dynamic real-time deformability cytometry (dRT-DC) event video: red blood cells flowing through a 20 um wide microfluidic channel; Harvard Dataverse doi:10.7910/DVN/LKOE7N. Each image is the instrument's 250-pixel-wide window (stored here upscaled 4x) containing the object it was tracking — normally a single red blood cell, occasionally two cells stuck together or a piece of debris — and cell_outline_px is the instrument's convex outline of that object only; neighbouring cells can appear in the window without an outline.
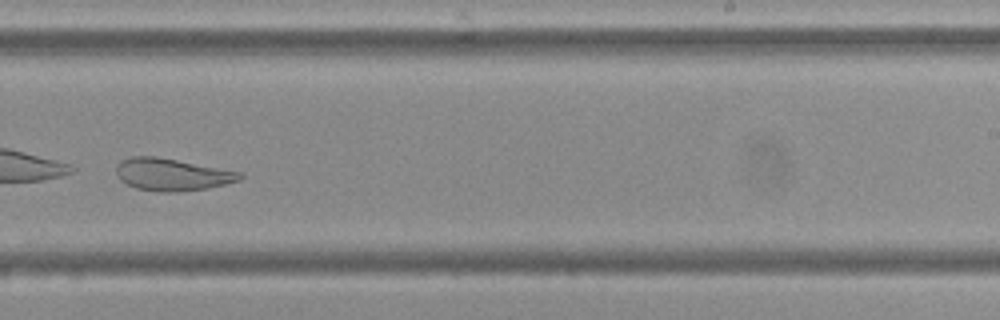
{"species": "Egyptian fruit bat (a non-hibernating species)", "species_latin": "Rousettus aegyptiacus", "temperature_condition": "cold", "stored_images_in_passage": 12, "camera_frame_rate_fps": 3000, "um_per_image_px": 0.085, "frame": {"image": 1, "passage_image": 10, "time_ms": 11.667, "image_size_px": [1000, 320], "cell_outline_px": [[244, 176], [240, 180], [208, 188], [176, 192], [160, 192], [136, 188], [120, 180], [116, 176], [116, 164], [120, 160], [132, 156], [156, 156], [244, 172]], "centroid_in_image_um": [14.62, 14.82], "position_along_channel_um": 274.4, "area_um2": 23.47}}